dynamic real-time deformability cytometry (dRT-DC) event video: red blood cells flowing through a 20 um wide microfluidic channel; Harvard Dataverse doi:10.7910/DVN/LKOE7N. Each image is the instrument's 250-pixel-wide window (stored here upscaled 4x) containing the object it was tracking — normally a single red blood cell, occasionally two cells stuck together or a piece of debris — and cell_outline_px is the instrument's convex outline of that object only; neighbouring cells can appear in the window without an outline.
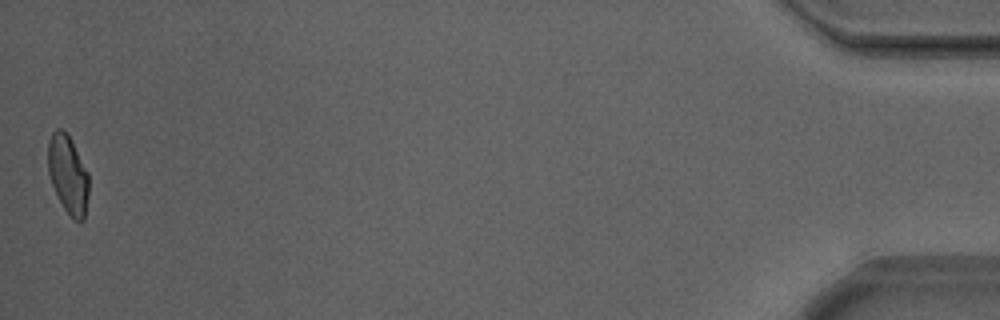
{"species": "Egyptian fruit bat (a non-hibernating species)", "species_latin": "Rousettus aegyptiacus", "temperature_condition": "warm", "stored_images_in_passage": 42, "camera_frame_rate_fps": 3000, "um_per_image_px": 0.085, "animal": {"sex": "male"}, "frame": {"image": 1, "passage_image": 42, "time_ms": 13.667, "image_size_px": [1000, 320], "cell_outline_px": [[88, 196], [84, 220], [72, 220], [64, 208], [52, 184], [48, 172], [48, 140], [52, 132], [56, 128], [60, 128], [68, 136], [88, 172]], "centroid_in_image_um": [5.77, 14.84], "position_along_channel_um": 429.4, "area_um2": 18.32}, "authors_computed_cell_mechanics": {"area_um2": 19.1607, "velocity_mm_per_s": 3.8907, "shape_relaxation_time_tau1_ms": 5.7804, "shape_relaxation_time_tau2_ms": 1.8233, "deformation_change_tau1": 0.167, "deformation_change_tau2": 0.0725}}